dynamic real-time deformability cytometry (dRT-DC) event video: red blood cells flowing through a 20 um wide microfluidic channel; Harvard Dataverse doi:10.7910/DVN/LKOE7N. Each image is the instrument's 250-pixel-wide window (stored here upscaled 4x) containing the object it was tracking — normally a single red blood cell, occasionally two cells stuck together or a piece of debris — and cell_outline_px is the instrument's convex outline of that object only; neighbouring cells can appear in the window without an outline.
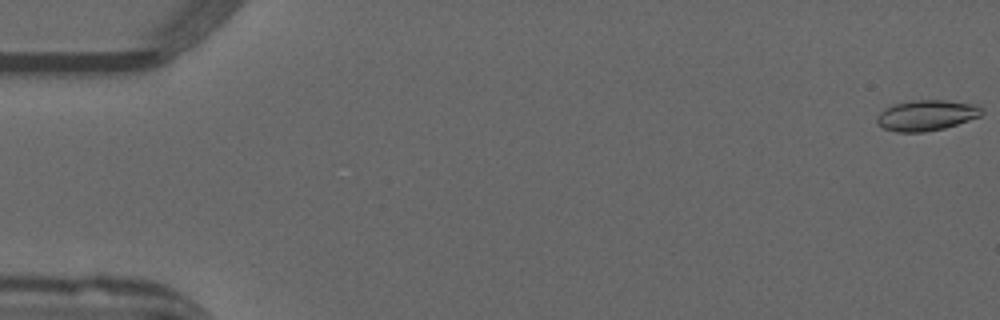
{"species": "common noctule bat (a hibernating species)", "species_latin": "Nyctalus noctula", "temperature_condition": "warm", "stored_images_in_passage": 52, "camera_frame_rate_fps": 3000, "um_per_image_px": 0.085, "animal": {"sex": "male", "forearm_length_mm": 52.5}, "frame": {"image": 1, "passage_image": 1, "time_ms": 0.0, "image_size_px": [1000, 320], "cell_outline_px": [[984, 112], [980, 116], [944, 128], [924, 132], [896, 132], [884, 128], [876, 124], [876, 116], [884, 108], [892, 104], [912, 100], [944, 100], [976, 104], [984, 108]], "centroid_in_image_um": [78.73, 9.79], "position_along_channel_um": 6.3, "area_um2": 18.9}}
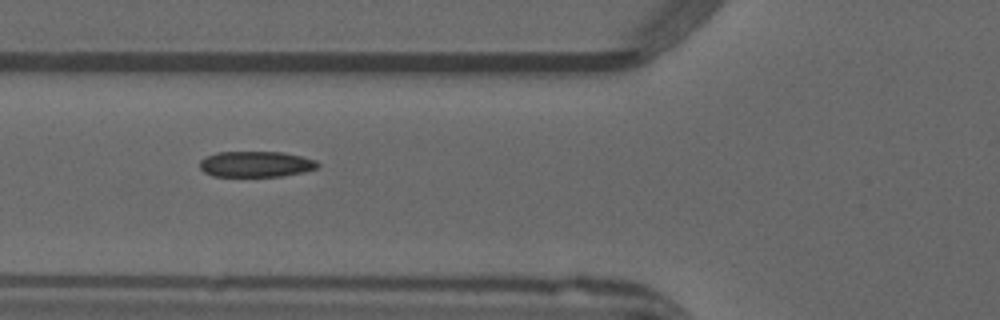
{"frame": {"image": 2, "passage_image": 20, "time_ms": 6.333, "image_size_px": [1000, 320], "cell_outline_px": [[320, 164], [316, 168], [304, 172], [284, 176], [212, 176], [204, 172], [200, 168], [200, 160], [204, 156], [216, 152], [284, 152], [304, 156], [316, 160]], "centroid_in_image_um": [21.76, 13.94], "position_along_channel_um": 104.0, "area_um2": 17.98}}
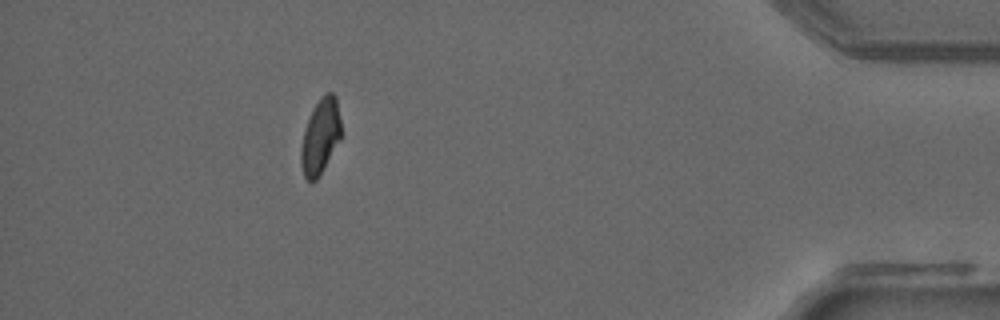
{"frame": {"image": 3, "passage_image": 47, "time_ms": 15.333, "image_size_px": [1000, 320], "cell_outline_px": [[340, 136], [316, 180], [308, 180], [304, 176], [300, 164], [300, 148], [304, 132], [312, 108], [320, 96], [324, 92], [332, 92], [336, 96], [340, 120]], "centroid_in_image_um": [27.2, 11.52], "position_along_channel_um": 408.0, "area_um2": 17.11}, "authors_computed_cell_mechanics": {"area_um2": 18.4671, "velocity_mm_per_s": 3.9879, "shape_relaxation_time_tau1_ms": 8.6851, "shape_relaxation_time_tau2_ms": 0.8968, "deformation_change_tau1": 0.2011, "deformation_change_tau2": 0.0642}}